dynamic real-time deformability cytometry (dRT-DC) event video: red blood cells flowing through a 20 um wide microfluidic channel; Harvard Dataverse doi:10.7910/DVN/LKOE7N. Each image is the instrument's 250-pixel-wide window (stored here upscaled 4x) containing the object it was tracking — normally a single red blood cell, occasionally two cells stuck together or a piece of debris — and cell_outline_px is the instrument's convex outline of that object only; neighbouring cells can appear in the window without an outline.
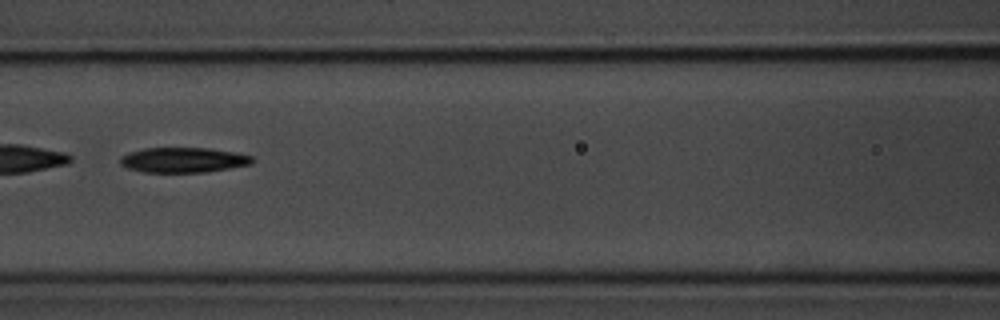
{"species": "common noctule bat (a hibernating species)", "species_latin": "Nyctalus noctula", "temperature_condition": "room temperature", "stored_images_in_passage": 15, "camera_frame_rate_fps": 3000, "um_per_image_px": 0.085, "animal": {"sex": "male", "body_mass_g": 20.1, "forearm_length_mm": 53.5}, "frame": {"image": 1, "passage_image": 7, "time_ms": 7.667, "image_size_px": [1000, 320], "cell_outline_px": [[256, 160], [252, 164], [208, 172], [144, 172], [128, 168], [120, 164], [120, 156], [128, 152], [144, 148], [208, 148], [236, 152], [252, 156]], "centroid_in_image_um": [15.6, 13.59], "position_along_channel_um": 151.0, "area_um2": 19.48}}